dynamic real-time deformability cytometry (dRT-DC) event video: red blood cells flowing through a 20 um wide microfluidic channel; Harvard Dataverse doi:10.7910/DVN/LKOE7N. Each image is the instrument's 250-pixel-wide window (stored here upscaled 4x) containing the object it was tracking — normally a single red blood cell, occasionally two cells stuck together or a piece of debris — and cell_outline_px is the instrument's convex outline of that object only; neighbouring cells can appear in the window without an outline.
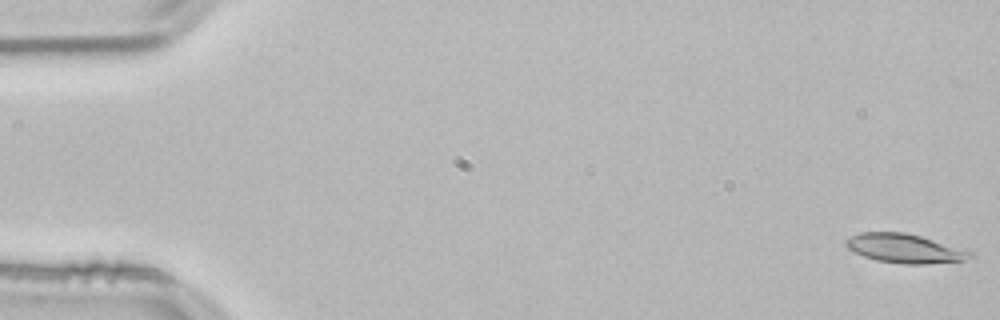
{"species": "common noctule bat (a hibernating species)", "species_latin": "Nyctalus noctula", "temperature_condition": "room temperature", "stored_images_in_passage": 54, "camera_frame_rate_fps": 3000, "um_per_image_px": 0.085, "animal": {"sex": "male", "body_mass_g": 21.5, "forearm_length_mm": 52.0}, "frame": {"image": 1, "passage_image": 1, "time_ms": 0.0, "image_size_px": [1000, 320], "cell_outline_px": [[976, 256], [964, 260], [924, 264], [900, 264], [876, 260], [864, 256], [848, 248], [844, 244], [852, 236], [860, 232], [904, 232], [968, 248]], "centroid_in_image_um": [77.0, 21.12], "position_along_channel_um": 8.0, "area_um2": 21.21}}
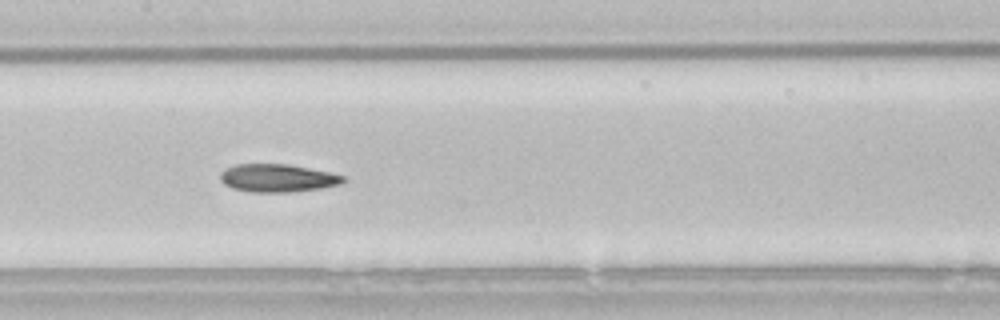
{"frame": {"image": 2, "passage_image": 26, "time_ms": 8.333, "image_size_px": [1000, 320], "cell_outline_px": [[348, 180], [340, 184], [320, 188], [288, 192], [252, 192], [232, 188], [224, 184], [220, 180], [220, 172], [236, 164], [288, 164], [328, 172], [344, 176]], "centroid_in_image_um": [23.58, 15.13], "position_along_channel_um": 183.8, "area_um2": 19.88}}
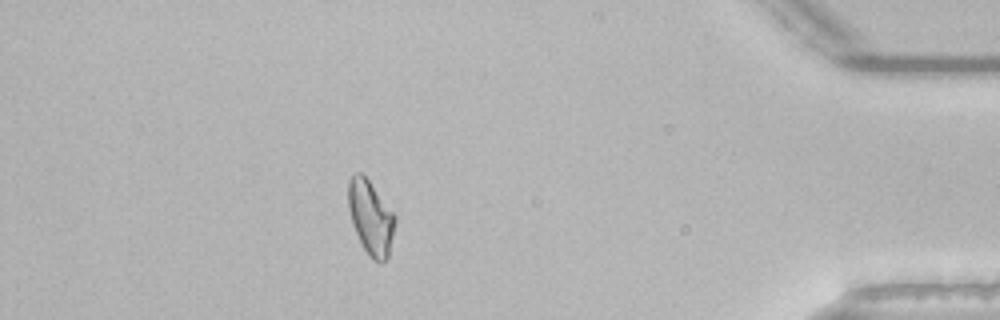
{"frame": {"image": 3, "passage_image": 47, "time_ms": 15.333, "image_size_px": [1000, 320], "cell_outline_px": [[396, 220], [388, 256], [380, 264], [372, 260], [364, 248], [352, 224], [348, 208], [348, 180], [356, 172], [360, 172], [368, 180], [396, 216]], "centroid_in_image_um": [31.5, 18.5], "position_along_channel_um": 403.7, "area_um2": 19.94}, "authors_computed_cell_mechanics": {"area_um2": 20.1722, "velocity_mm_per_s": 3.8153, "shape_relaxation_time_tau1_ms": 9.9286, "shape_relaxation_time_tau2_ms": 3.6991, "deformation_change_tau1": 0.2365, "deformation_change_tau2": 0.1018}}